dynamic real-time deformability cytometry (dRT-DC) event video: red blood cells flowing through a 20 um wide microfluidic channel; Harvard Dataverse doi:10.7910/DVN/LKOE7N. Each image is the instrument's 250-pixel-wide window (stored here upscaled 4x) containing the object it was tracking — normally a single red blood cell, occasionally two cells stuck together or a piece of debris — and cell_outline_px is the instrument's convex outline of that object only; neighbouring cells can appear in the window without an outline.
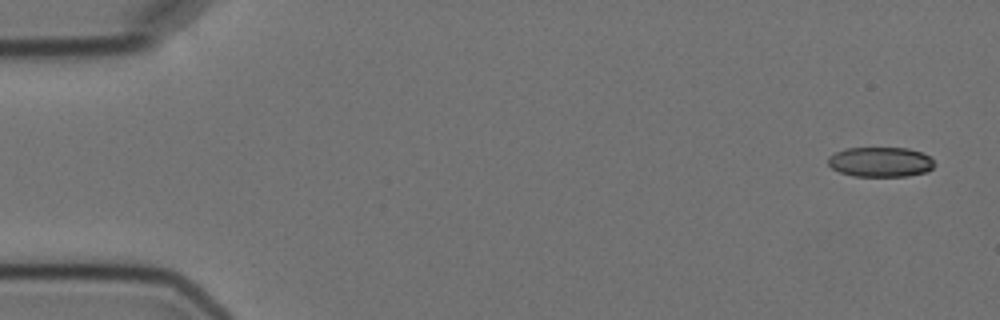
{"species": "Egyptian fruit bat (a non-hibernating species)", "species_latin": "Rousettus aegyptiacus", "temperature_condition": "cold", "stored_images_in_passage": 5, "camera_frame_rate_fps": 3000, "um_per_image_px": 0.085, "animal": {"sex": "female"}, "frame": {"image": 1, "passage_image": 1, "time_ms": 0.0, "image_size_px": [1000, 320], "cell_outline_px": [[936, 164], [932, 168], [924, 172], [908, 176], [852, 176], [840, 172], [832, 168], [828, 164], [828, 156], [836, 152], [848, 148], [908, 148], [920, 152], [928, 156]], "centroid_in_image_um": [74.82, 13.77], "position_along_channel_um": 10.2, "area_um2": 18.44}}
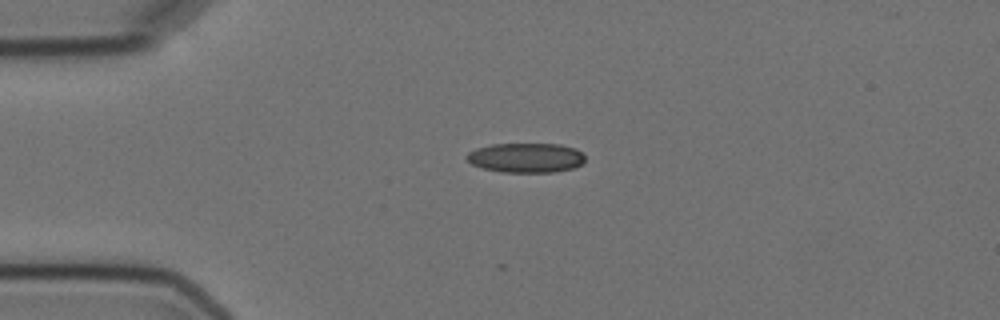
{"frame": {"image": 2, "passage_image": 4, "time_ms": 3.667, "image_size_px": [1000, 320], "cell_outline_px": [[584, 160], [580, 164], [572, 168], [556, 172], [500, 172], [484, 168], [472, 164], [464, 156], [468, 152], [476, 148], [492, 144], [560, 144], [576, 148], [584, 152]], "centroid_in_image_um": [44.71, 13.4], "position_along_channel_um": 40.3, "area_um2": 20.52}}